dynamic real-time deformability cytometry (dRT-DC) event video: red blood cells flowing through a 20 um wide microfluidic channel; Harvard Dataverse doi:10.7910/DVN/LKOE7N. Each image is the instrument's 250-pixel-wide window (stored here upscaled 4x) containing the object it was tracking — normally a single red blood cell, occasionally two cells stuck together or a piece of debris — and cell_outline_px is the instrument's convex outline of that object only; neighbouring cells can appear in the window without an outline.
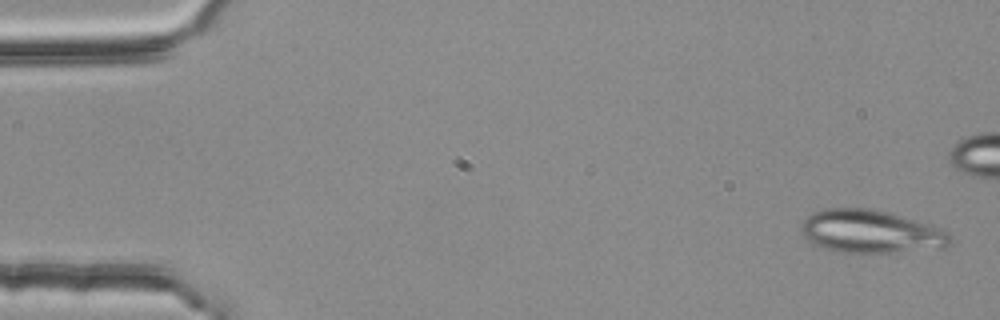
{"species": "common noctule bat (a hibernating species)", "species_latin": "Nyctalus noctula", "temperature_condition": "room temperature", "stored_images_in_passage": 3, "camera_frame_rate_fps": 3000, "um_per_image_px": 0.085, "animal": {"sex": "female", "body_mass_g": 25.1}, "frame": {"image": 1, "passage_image": 3, "time_ms": 0.667, "image_size_px": [1000, 320], "cell_outline_px": [[952, 244], [944, 248], [896, 252], [836, 252], [812, 244], [800, 232], [800, 228], [804, 220], [812, 212], [824, 208], [876, 208], [944, 228], [952, 236]], "centroid_in_image_um": [74.05, 19.67], "position_along_channel_um": 10.9, "area_um2": 37.97}}